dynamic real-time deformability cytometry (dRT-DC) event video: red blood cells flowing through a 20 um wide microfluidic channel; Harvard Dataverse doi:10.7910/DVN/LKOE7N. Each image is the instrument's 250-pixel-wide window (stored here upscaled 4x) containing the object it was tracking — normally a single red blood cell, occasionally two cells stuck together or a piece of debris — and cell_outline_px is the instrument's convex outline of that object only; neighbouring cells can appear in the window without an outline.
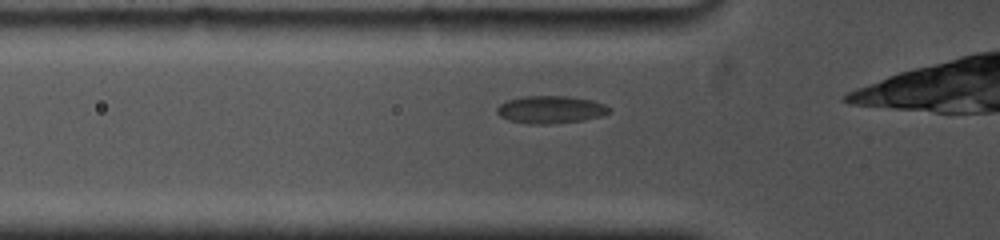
{"species": "common noctule bat (a hibernating species)", "species_latin": "Nyctalus noctula", "temperature_condition": "cold", "stored_images_in_passage": 7, "camera_frame_rate_fps": 5000, "um_per_image_px": 0.085, "animal": {"sex": "female", "body_mass_g": 19.0, "forearm_length_mm": 53.3}, "frame": {"image": 1, "passage_image": 4, "time_ms": 1.4, "image_size_px": [1000, 240], "cell_outline_px": [[612, 112], [600, 116], [584, 120], [548, 124], [528, 124], [508, 120], [500, 116], [496, 112], [496, 108], [500, 104], [508, 100], [524, 96], [568, 96], [592, 100], [604, 104], [612, 108]], "centroid_in_image_um": [46.82, 9.32], "position_along_channel_um": 79.0, "area_um2": 18.15}}
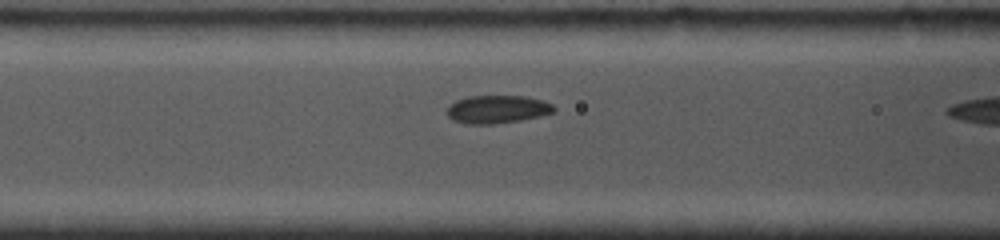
{"frame": {"image": 2, "passage_image": 6, "time_ms": 2.6, "image_size_px": [1000, 240], "cell_outline_px": [[556, 112], [540, 116], [520, 120], [492, 124], [464, 124], [452, 120], [448, 116], [448, 108], [456, 100], [468, 96], [524, 96], [540, 100], [552, 104], [556, 108]], "centroid_in_image_um": [42.28, 9.3], "position_along_channel_um": 124.3, "area_um2": 17.4}}